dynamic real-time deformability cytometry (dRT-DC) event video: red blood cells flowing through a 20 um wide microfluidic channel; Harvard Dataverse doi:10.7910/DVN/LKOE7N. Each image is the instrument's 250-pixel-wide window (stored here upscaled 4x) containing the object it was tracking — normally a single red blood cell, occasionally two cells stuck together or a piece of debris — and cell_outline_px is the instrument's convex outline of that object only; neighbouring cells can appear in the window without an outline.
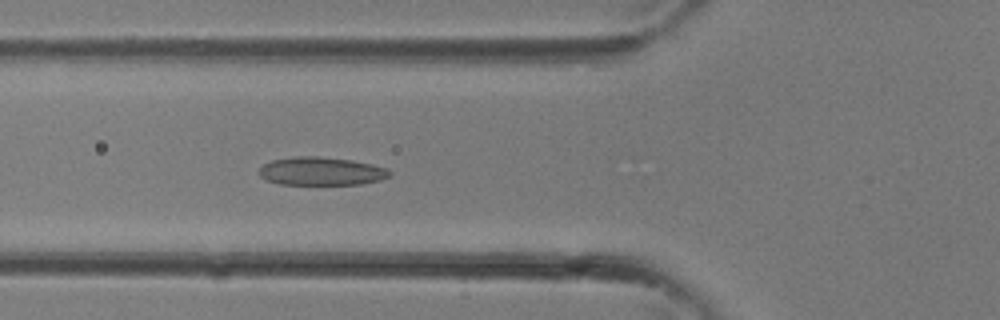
{"species": "common noctule bat (a hibernating species)", "species_latin": "Nyctalus noctula", "temperature_condition": "room temperature", "stored_images_in_passage": 35, "camera_frame_rate_fps": 3000, "um_per_image_px": 0.085, "animal": {"sex": "female"}, "frame": {"image": 1, "passage_image": 13, "time_ms": 4.0, "image_size_px": [1000, 320], "cell_outline_px": [[392, 176], [380, 180], [360, 184], [280, 184], [264, 180], [256, 172], [264, 164], [272, 160], [296, 156], [320, 156], [352, 160], [372, 164], [388, 168], [392, 172]], "centroid_in_image_um": [27.31, 14.55], "position_along_channel_um": 98.5, "area_um2": 21.73}}
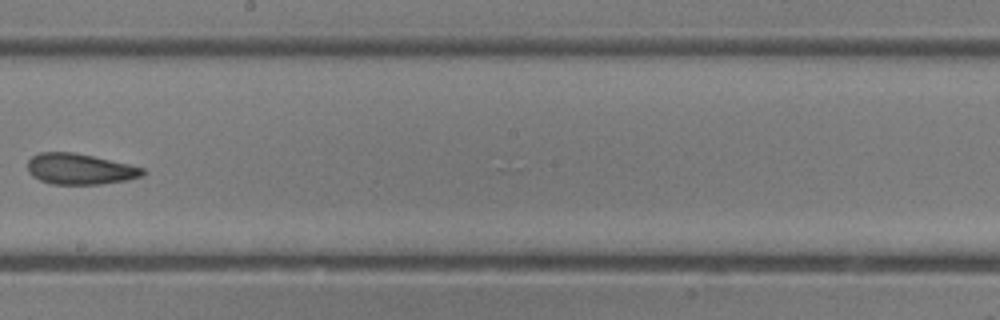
{"frame": {"image": 2, "passage_image": 20, "time_ms": 6.333, "image_size_px": [1000, 320], "cell_outline_px": [[144, 176], [128, 180], [100, 184], [52, 184], [40, 180], [32, 176], [28, 172], [28, 160], [32, 156], [40, 152], [76, 152], [128, 164], [144, 168]], "centroid_in_image_um": [6.78, 14.36], "position_along_channel_um": 241.4, "area_um2": 20.75}}
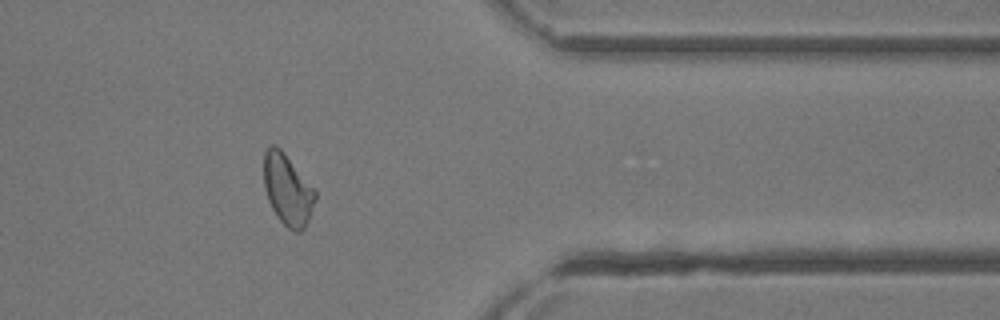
{"frame": {"image": 3, "passage_image": 28, "time_ms": 9.0, "image_size_px": [1000, 320], "cell_outline_px": [[316, 196], [308, 220], [304, 228], [300, 232], [296, 232], [288, 228], [276, 216], [268, 200], [264, 188], [264, 152], [268, 144], [276, 144], [284, 152], [316, 188]], "centroid_in_image_um": [24.44, 16.08], "position_along_channel_um": 387.0, "area_um2": 21.56}}